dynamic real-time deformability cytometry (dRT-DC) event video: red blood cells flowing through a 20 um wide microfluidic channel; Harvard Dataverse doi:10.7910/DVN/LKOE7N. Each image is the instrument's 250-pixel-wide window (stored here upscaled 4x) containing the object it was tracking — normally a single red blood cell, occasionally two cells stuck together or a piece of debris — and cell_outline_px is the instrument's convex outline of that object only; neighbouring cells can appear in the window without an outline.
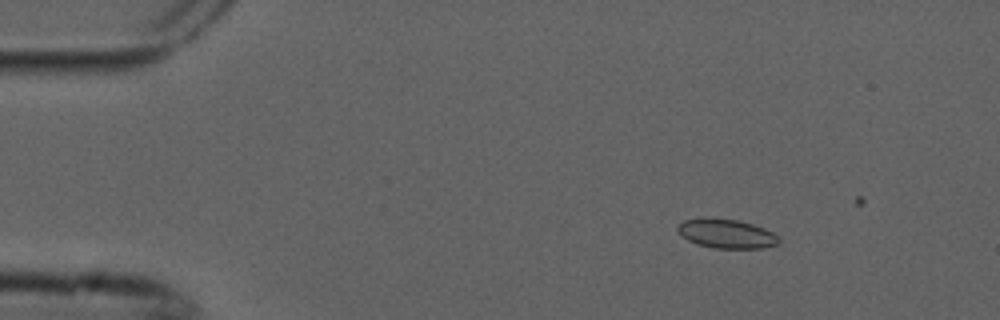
{"species": "common noctule bat (a hibernating species)", "species_latin": "Nyctalus noctula", "temperature_condition": "cold", "stored_images_in_passage": 5, "camera_frame_rate_fps": 3000, "um_per_image_px": 0.085, "animal": {"sex": "male", "forearm_length_mm": 52.5}, "frame": {"image": 1, "passage_image": 3, "time_ms": 0.667, "image_size_px": [1000, 320], "cell_outline_px": [[780, 240], [776, 244], [760, 248], [716, 248], [696, 244], [688, 240], [676, 228], [684, 220], [736, 220], [752, 224], [764, 228], [772, 232]], "centroid_in_image_um": [61.78, 19.9], "position_along_channel_um": 23.2, "area_um2": 16.3}}